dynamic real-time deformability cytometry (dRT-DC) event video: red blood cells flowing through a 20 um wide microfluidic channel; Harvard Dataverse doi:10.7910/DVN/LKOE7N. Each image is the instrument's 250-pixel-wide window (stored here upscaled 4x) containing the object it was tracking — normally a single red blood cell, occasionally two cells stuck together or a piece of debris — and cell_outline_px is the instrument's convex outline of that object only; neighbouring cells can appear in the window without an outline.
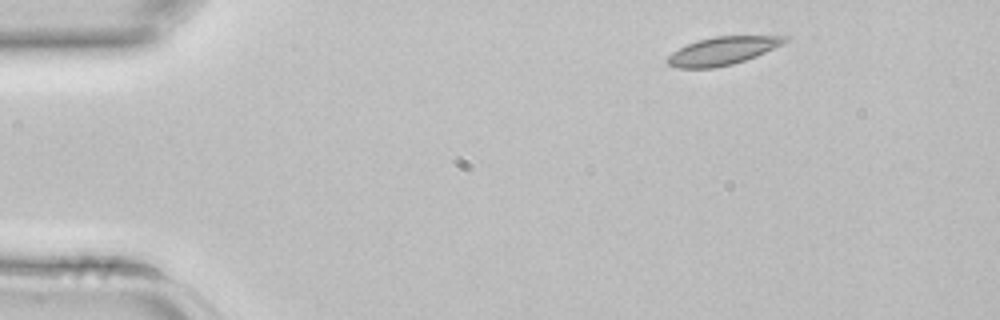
{"species": "common noctule bat (a hibernating species)", "species_latin": "Nyctalus noctula", "temperature_condition": "room temperature", "stored_images_in_passage": 3, "camera_frame_rate_fps": 3000, "um_per_image_px": 0.085, "animal": {"sex": "female", "body_mass_g": 22.7, "forearm_length_mm": 54.2}, "frame": {"image": 1, "passage_image": 1, "time_ms": 0.0, "image_size_px": [1000, 320], "cell_outline_px": [[792, 36], [784, 44], [756, 56], [732, 64], [716, 68], [676, 68], [668, 64], [664, 60], [672, 52], [688, 44], [700, 40], [716, 36]], "centroid_in_image_um": [61.42, 4.33], "position_along_channel_um": 23.6, "area_um2": 19.13}}
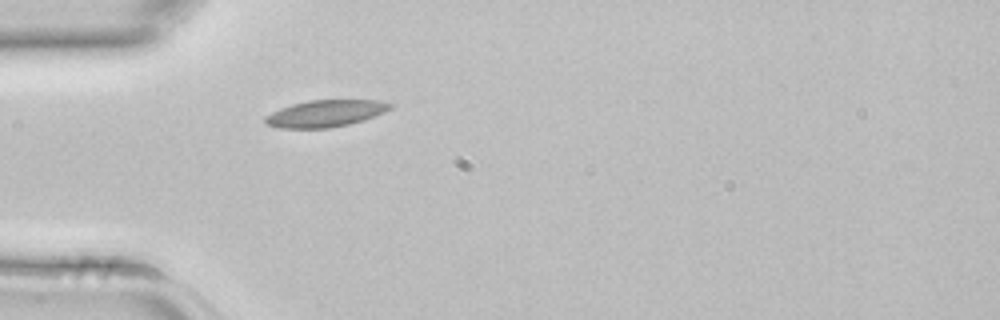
{"frame": {"image": 2, "passage_image": 3, "time_ms": 0.667, "image_size_px": [1000, 320], "cell_outline_px": [[392, 108], [384, 112], [364, 120], [348, 124], [328, 128], [280, 128], [264, 124], [264, 116], [280, 108], [292, 104], [308, 100], [380, 100], [392, 104]], "centroid_in_image_um": [27.63, 9.64], "position_along_channel_um": 57.4, "area_um2": 19.59}}